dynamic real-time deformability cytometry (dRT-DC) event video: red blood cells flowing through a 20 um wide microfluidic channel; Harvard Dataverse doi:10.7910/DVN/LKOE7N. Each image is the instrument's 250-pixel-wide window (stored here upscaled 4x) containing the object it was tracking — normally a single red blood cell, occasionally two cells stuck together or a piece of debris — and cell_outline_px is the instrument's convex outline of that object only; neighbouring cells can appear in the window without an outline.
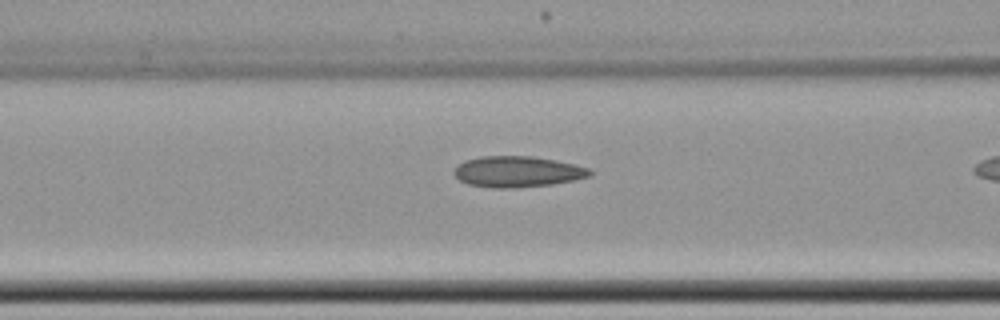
{"species": "common noctule bat (a hibernating species)", "species_latin": "Nyctalus noctula", "temperature_condition": "cold", "stored_images_in_passage": 6, "camera_frame_rate_fps": 3000, "um_per_image_px": 0.085, "animal": {"sex": "female", "body_mass_g": 22.7, "forearm_length_mm": 54.2}, "frame": {"image": 1, "passage_image": 5, "time_ms": 1.333, "image_size_px": [1000, 320], "cell_outline_px": [[592, 176], [576, 180], [552, 184], [516, 188], [492, 188], [468, 184], [460, 180], [452, 172], [464, 160], [480, 156], [532, 156], [556, 160], [576, 164], [592, 168]], "centroid_in_image_um": [44.04, 14.59], "position_along_channel_um": 122.6, "area_um2": 24.8}}